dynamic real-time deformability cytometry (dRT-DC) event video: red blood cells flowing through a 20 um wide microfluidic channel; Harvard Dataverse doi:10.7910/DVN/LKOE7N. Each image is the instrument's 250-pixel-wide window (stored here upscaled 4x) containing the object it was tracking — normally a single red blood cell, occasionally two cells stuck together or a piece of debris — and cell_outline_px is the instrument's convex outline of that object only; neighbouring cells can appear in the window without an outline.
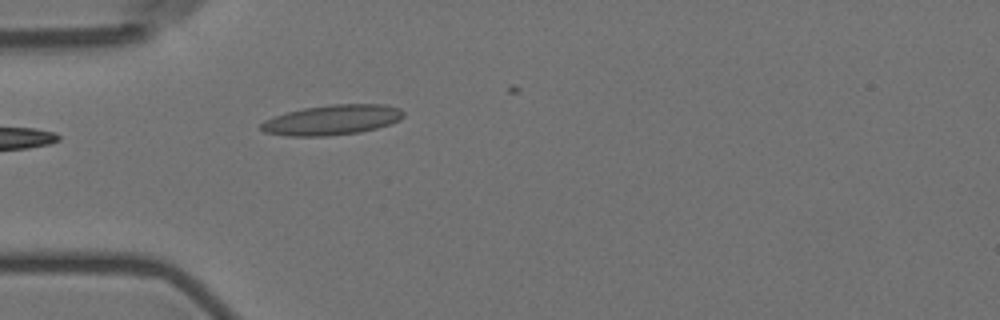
{"species": "Egyptian fruit bat (a non-hibernating species)", "species_latin": "Rousettus aegyptiacus", "temperature_condition": "room temperature", "stored_images_in_passage": 3, "camera_frame_rate_fps": 3000, "um_per_image_px": 0.085, "animal": {"sex": "female"}, "frame": {"image": 1, "passage_image": 2, "time_ms": 1.333, "image_size_px": [1000, 320], "cell_outline_px": [[404, 116], [400, 120], [376, 128], [360, 132], [324, 136], [288, 136], [264, 132], [260, 128], [260, 124], [264, 120], [288, 112], [304, 108], [332, 104], [384, 104], [400, 108], [404, 112]], "centroid_in_image_um": [28.24, 10.19], "position_along_channel_um": 56.8, "area_um2": 24.85}}